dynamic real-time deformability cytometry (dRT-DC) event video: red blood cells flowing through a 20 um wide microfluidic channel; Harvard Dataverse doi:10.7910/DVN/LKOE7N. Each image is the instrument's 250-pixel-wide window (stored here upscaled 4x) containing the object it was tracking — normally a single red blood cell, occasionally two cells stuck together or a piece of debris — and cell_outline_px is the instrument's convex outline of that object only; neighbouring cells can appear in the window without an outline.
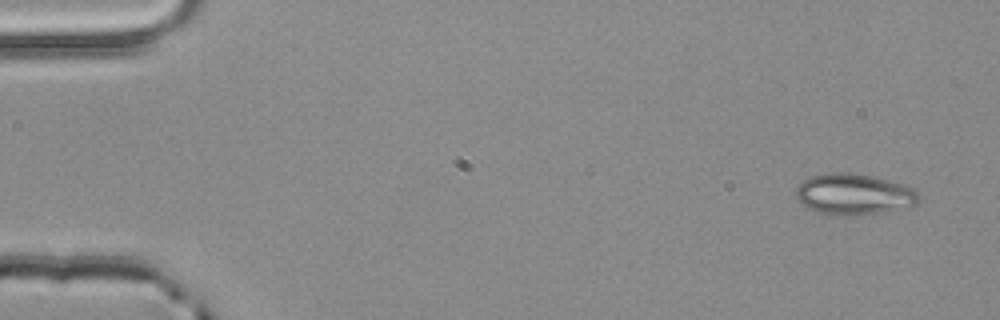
{"species": "common noctule bat (a hibernating species)", "species_latin": "Nyctalus noctula", "temperature_condition": "room temperature", "stored_images_in_passage": 3, "camera_frame_rate_fps": 3000, "um_per_image_px": 0.085, "animal": {"sex": "male", "body_mass_g": 20.4}, "frame": {"image": 1, "passage_image": 1, "time_ms": 0.0, "image_size_px": [1000, 320], "cell_outline_px": [[920, 196], [916, 204], [876, 212], [820, 212], [804, 204], [796, 196], [796, 188], [808, 176], [824, 172], [848, 172], [872, 176], [888, 180], [912, 188]], "centroid_in_image_um": [72.55, 16.42], "position_along_channel_um": 12.5, "area_um2": 27.8}}